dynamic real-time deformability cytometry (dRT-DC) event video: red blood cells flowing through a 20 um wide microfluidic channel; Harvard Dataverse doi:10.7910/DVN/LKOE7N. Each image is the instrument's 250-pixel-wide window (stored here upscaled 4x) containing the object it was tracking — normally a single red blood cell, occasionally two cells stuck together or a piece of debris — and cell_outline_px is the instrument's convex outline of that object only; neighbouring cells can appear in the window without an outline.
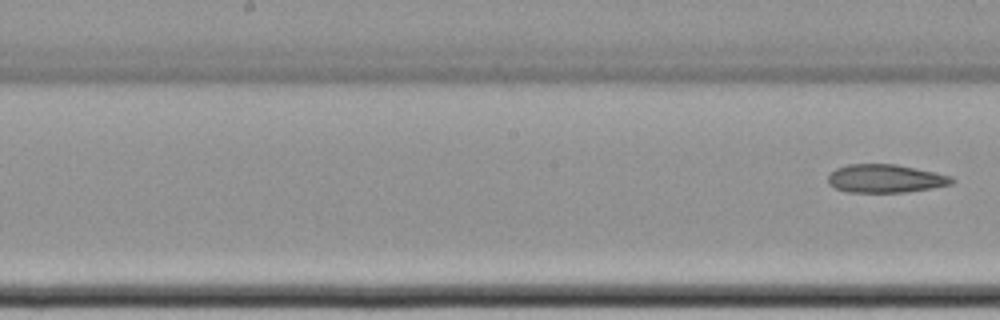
{"species": "common noctule bat (a hibernating species)", "species_latin": "Nyctalus noctula", "temperature_condition": "cold", "stored_images_in_passage": 8, "segment_of_instrument_passage": [2, 2], "camera_frame_rate_fps": 3000, "um_per_image_px": 0.085, "animal": {"sex": "female", "body_mass_g": 22.7, "forearm_length_mm": 54.2}, "frame": {"image": 1, "passage_image": 8, "time_ms": 9.333, "image_size_px": [1000, 320], "cell_outline_px": [[956, 180], [952, 184], [932, 188], [904, 192], [848, 192], [836, 188], [828, 184], [828, 176], [836, 168], [848, 164], [896, 164], [952, 176]], "centroid_in_image_um": [75.26, 15.17], "position_along_channel_um": 172.9, "area_um2": 20.35}}